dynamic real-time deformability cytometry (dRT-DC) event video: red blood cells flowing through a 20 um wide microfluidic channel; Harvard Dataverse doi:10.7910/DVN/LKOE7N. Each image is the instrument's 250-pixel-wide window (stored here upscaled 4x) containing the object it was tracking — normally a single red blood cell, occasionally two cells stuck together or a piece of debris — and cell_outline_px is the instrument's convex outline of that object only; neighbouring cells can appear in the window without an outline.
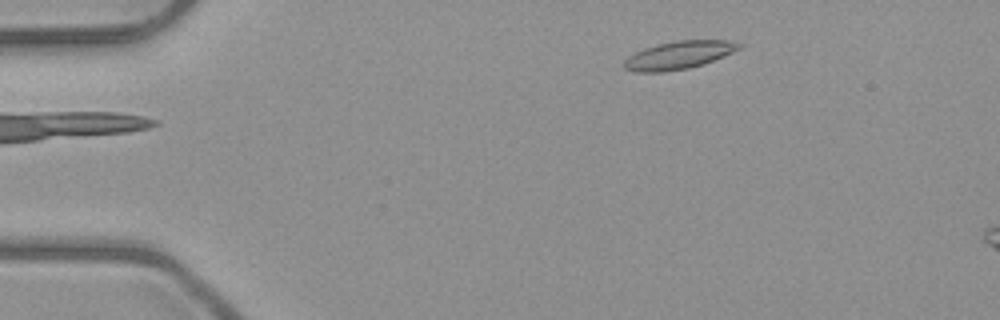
{"species": "common noctule bat (a hibernating species)", "species_latin": "Nyctalus noctula", "temperature_condition": "room temperature", "stored_images_in_passage": 3, "camera_frame_rate_fps": 3000, "um_per_image_px": 0.085, "animal": {"sex": "male", "body_mass_g": 23.1, "forearm_length_mm": 52.7}, "frame": {"image": 1, "passage_image": 3, "time_ms": 3.333, "image_size_px": [1000, 320], "cell_outline_px": [[744, 48], [704, 64], [688, 68], [664, 72], [636, 72], [624, 68], [624, 60], [628, 56], [644, 48], [656, 44], [676, 40], [728, 40], [744, 44]], "centroid_in_image_um": [57.74, 4.68], "position_along_channel_um": 27.3, "area_um2": 18.96}}